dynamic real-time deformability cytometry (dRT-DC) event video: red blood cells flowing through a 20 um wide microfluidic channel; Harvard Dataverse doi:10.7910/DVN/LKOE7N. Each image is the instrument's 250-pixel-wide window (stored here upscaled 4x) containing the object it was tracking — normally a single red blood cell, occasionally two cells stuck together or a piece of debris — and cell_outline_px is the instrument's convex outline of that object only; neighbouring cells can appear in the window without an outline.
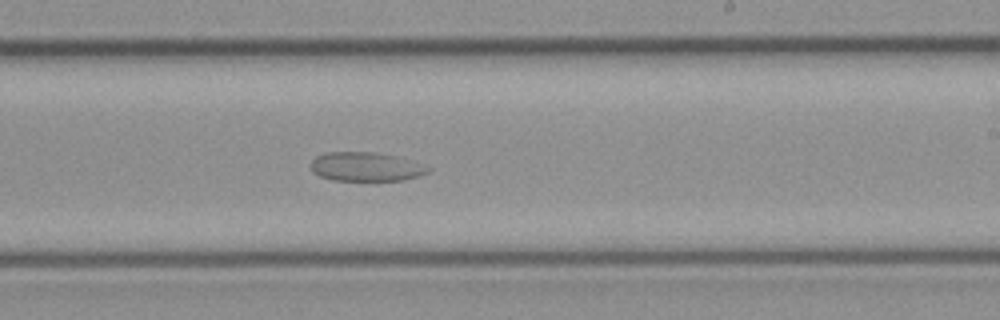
{"species": "common noctule bat (a hibernating species)", "species_latin": "Nyctalus noctula", "temperature_condition": "cold", "stored_images_in_passage": 20, "camera_frame_rate_fps": 3000, "um_per_image_px": 0.085, "animal": {"sex": "female", "body_mass_g": 21.9}, "frame": {"image": 1, "passage_image": 15, "time_ms": 4.667, "image_size_px": [1000, 320], "cell_outline_px": [[432, 168], [428, 172], [404, 180], [332, 180], [320, 176], [312, 172], [308, 164], [316, 156], [324, 152], [376, 152], [396, 156]], "centroid_in_image_um": [31.02, 14.16], "position_along_channel_um": 258.0, "area_um2": 19.77}}
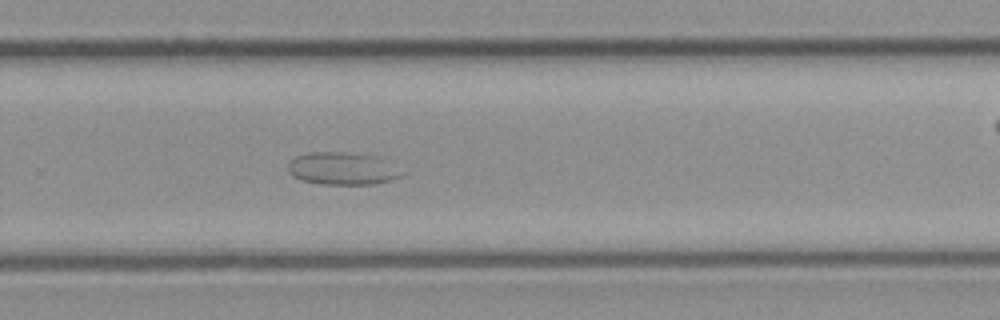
{"frame": {"image": 2, "passage_image": 17, "time_ms": 5.333, "image_size_px": [1000, 320], "cell_outline_px": [[408, 172], [404, 176], [392, 180], [372, 184], [324, 184], [300, 180], [292, 176], [288, 172], [288, 164], [296, 156], [308, 152], [344, 152], [376, 156]], "centroid_in_image_um": [29.15, 14.33], "position_along_channel_um": 300.7, "area_um2": 21.79}}